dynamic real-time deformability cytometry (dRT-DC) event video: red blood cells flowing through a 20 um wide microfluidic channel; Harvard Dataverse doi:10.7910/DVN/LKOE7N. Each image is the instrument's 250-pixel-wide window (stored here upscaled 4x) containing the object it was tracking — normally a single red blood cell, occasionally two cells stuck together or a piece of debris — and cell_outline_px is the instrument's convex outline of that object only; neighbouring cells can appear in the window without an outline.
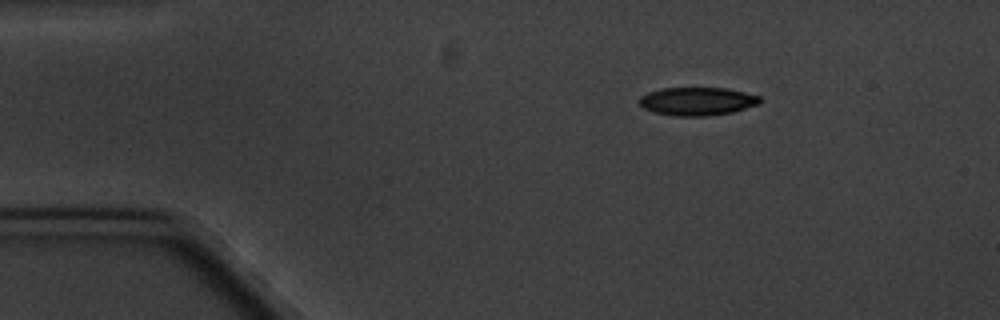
{"species": "common noctule bat (a hibernating species)", "species_latin": "Nyctalus noctula", "temperature_condition": "cold", "stored_images_in_passage": 3, "camera_frame_rate_fps": 3000, "um_per_image_px": 0.085, "animal": {"sex": "male", "body_mass_g": 20.1, "forearm_length_mm": 53.5}, "frame": {"image": 1, "passage_image": 1, "time_ms": 0.0, "image_size_px": [1000, 320], "cell_outline_px": [[760, 104], [732, 112], [708, 116], [672, 116], [656, 112], [644, 108], [640, 104], [640, 96], [648, 92], [664, 88], [728, 88], [760, 96]], "centroid_in_image_um": [59.29, 8.61], "position_along_channel_um": 25.7, "area_um2": 19.77}}